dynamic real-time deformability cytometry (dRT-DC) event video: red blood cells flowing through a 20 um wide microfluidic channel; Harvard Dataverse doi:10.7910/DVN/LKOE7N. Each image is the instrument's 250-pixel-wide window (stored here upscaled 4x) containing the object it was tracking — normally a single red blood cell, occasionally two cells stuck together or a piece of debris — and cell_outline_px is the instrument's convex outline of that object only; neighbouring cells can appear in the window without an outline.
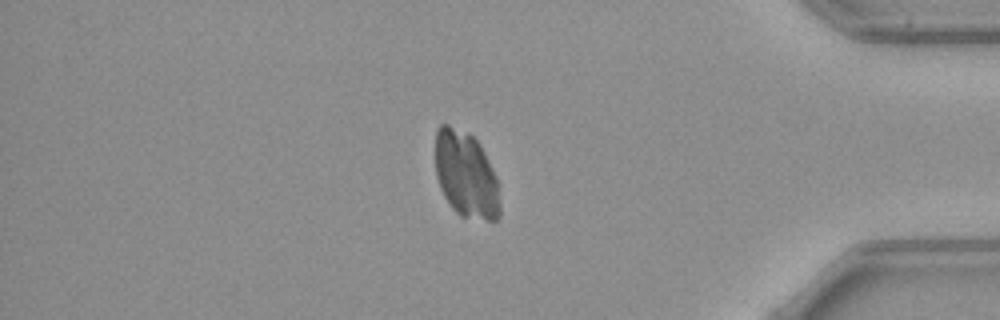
{"species": "common noctule bat (a hibernating species)", "species_latin": "Nyctalus noctula", "temperature_condition": "warm", "stored_images_in_passage": 38, "segment_of_instrument_passage": [1, 2], "camera_frame_rate_fps": 3000, "um_per_image_px": 0.085, "animal": {"sex": "female", "body_mass_g": 21.9}, "frame": {"image": 1, "passage_image": 29, "time_ms": 9.333, "image_size_px": [1000, 320], "cell_outline_px": [[500, 216], [496, 220], [488, 220], [460, 216], [452, 208], [444, 196], [440, 188], [436, 176], [436, 128], [440, 124], [448, 124], [468, 132], [480, 144], [496, 176], [500, 204]], "centroid_in_image_um": [39.6, 14.84], "position_along_channel_um": 395.6, "area_um2": 32.6}}